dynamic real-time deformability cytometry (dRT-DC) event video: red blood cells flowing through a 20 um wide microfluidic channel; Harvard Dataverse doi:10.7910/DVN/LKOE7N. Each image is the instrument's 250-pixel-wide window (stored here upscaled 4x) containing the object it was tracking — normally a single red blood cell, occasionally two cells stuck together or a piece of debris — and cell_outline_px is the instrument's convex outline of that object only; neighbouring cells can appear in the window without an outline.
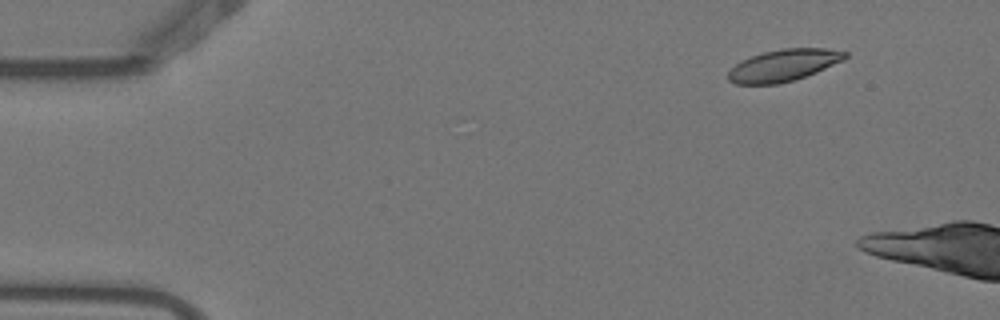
{"species": "Egyptian fruit bat (a non-hibernating species)", "species_latin": "Rousettus aegyptiacus", "temperature_condition": "warm", "stored_images_in_passage": 3, "camera_frame_rate_fps": 3000, "um_per_image_px": 0.085, "animal": {"sex": "female"}, "frame": {"image": 1, "passage_image": 2, "time_ms": 0.333, "image_size_px": [1000, 320], "cell_outline_px": [[848, 56], [844, 60], [816, 72], [796, 80], [776, 84], [736, 84], [728, 80], [728, 72], [740, 60], [764, 52], [780, 48], [828, 48], [848, 52]], "centroid_in_image_um": [66.62, 5.54], "position_along_channel_um": 18.4, "area_um2": 21.79}}